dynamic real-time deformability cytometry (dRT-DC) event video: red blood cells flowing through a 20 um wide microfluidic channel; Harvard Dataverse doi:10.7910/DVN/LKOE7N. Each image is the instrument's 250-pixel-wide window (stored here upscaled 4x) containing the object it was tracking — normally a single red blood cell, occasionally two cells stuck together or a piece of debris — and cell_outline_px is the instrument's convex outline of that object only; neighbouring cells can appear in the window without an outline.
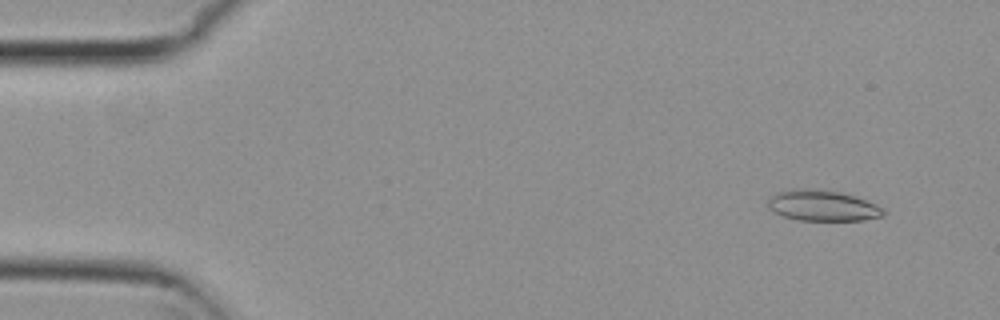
{"species": "common noctule bat (a hibernating species)", "species_latin": "Nyctalus noctula", "temperature_condition": "cold", "stored_images_in_passage": 55, "camera_frame_rate_fps": 3000, "um_per_image_px": 0.085, "animal": {"sex": "female", "body_mass_g": 29.2, "forearm_length_mm": 56.3}, "frame": {"image": 1, "passage_image": 5, "time_ms": 1.333, "image_size_px": [1000, 320], "cell_outline_px": [[884, 216], [864, 220], [800, 220], [784, 216], [768, 208], [768, 200], [776, 192], [792, 188], [816, 188], [840, 192], [876, 204], [884, 208]], "centroid_in_image_um": [69.9, 17.46], "position_along_channel_um": 15.1, "area_um2": 20.69}}
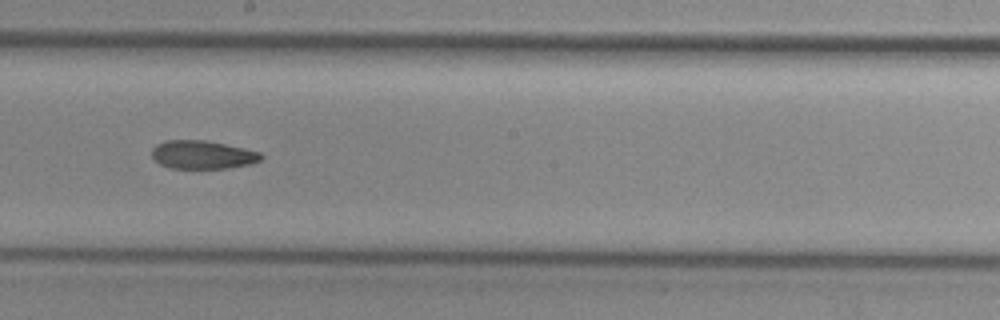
{"frame": {"image": 2, "passage_image": 31, "time_ms": 10.0, "image_size_px": [1000, 320], "cell_outline_px": [[264, 156], [260, 160], [252, 164], [228, 168], [168, 168], [152, 160], [152, 148], [156, 144], [164, 140], [204, 140], [244, 148], [260, 152]], "centroid_in_image_um": [17.19, 13.15], "position_along_channel_um": 231.0, "area_um2": 18.21}}
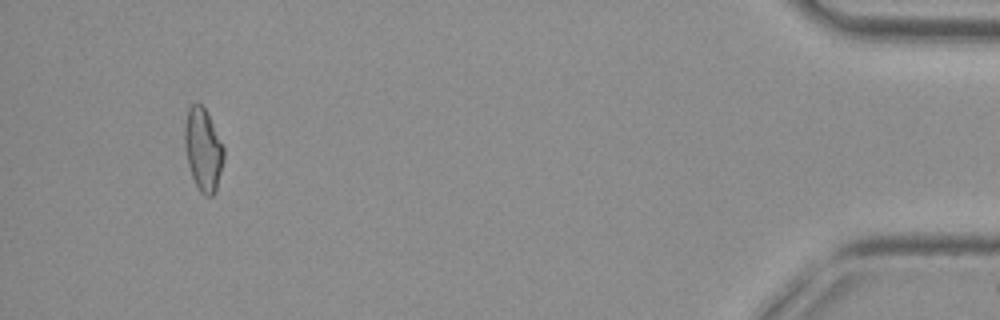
{"frame": {"image": 3, "passage_image": 52, "time_ms": 17.0, "image_size_px": [1000, 320], "cell_outline_px": [[224, 160], [216, 192], [212, 196], [204, 196], [196, 188], [188, 164], [184, 144], [184, 128], [188, 108], [192, 104], [200, 104], [204, 108], [224, 148]], "centroid_in_image_um": [17.26, 12.78], "position_along_channel_um": 417.9, "area_um2": 18.79}, "authors_computed_cell_mechanics": {"area_um2": 19.5364, "velocity_mm_per_s": 3.7779, "shape_relaxation_time_tau1_ms": 8.2999, "shape_relaxation_time_tau2_ms": null, "deformation_change_tau1": 0.1832, "deformation_change_tau2": null}}